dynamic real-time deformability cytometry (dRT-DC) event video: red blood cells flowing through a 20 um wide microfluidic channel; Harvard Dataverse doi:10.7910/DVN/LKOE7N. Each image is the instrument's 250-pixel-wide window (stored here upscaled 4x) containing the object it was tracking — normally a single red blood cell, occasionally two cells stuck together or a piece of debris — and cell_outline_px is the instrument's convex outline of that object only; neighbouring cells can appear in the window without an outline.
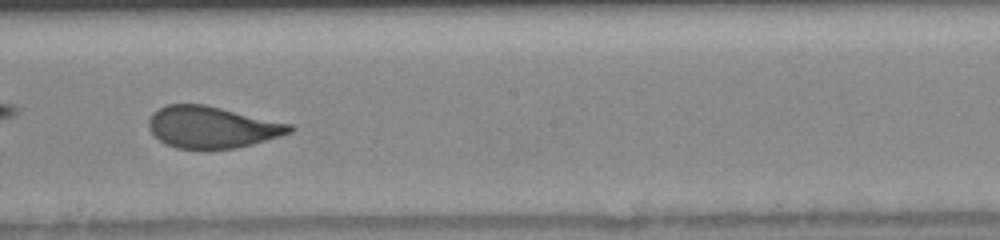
{"species": "human", "species_latin": "Homo sapiens", "temperature_condition": "room temperature", "stored_images_in_passage": 31, "camera_frame_rate_fps": 3000, "um_per_image_px": 0.085, "donor": {"sex": "female"}, "frame": {"image": 1, "passage_image": 14, "time_ms": 4.333, "image_size_px": [1000, 240], "cell_outline_px": [[296, 128], [292, 132], [280, 136], [252, 144], [236, 148], [176, 148], [160, 140], [148, 128], [148, 120], [152, 112], [168, 104], [204, 104], [292, 124]], "centroid_in_image_um": [18.03, 10.8], "position_along_channel_um": 230.2, "area_um2": 33.99}}
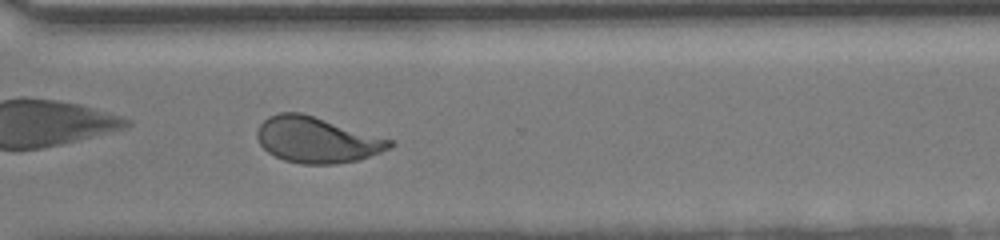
{"frame": {"image": 2, "passage_image": 22, "time_ms": 7.0, "image_size_px": [1000, 240], "cell_outline_px": [[396, 144], [380, 152], [356, 160], [336, 164], [300, 164], [284, 160], [268, 152], [260, 144], [256, 136], [256, 132], [260, 124], [268, 116], [280, 112], [300, 112], [392, 140]], "centroid_in_image_um": [26.88, 11.89], "position_along_channel_um": 343.7, "area_um2": 35.03}}